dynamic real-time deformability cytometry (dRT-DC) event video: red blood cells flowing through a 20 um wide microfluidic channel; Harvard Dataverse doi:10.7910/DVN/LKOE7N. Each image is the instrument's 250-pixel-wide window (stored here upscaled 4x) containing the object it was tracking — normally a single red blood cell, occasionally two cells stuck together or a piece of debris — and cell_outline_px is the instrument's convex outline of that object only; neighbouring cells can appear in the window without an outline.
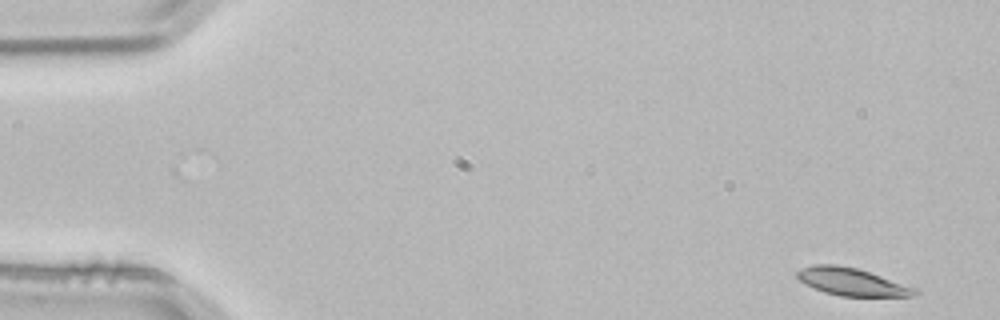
{"species": "common noctule bat (a hibernating species)", "species_latin": "Nyctalus noctula", "temperature_condition": "room temperature", "stored_images_in_passage": 4, "camera_frame_rate_fps": 3000, "um_per_image_px": 0.085, "animal": {"sex": "male", "body_mass_g": 21.5, "forearm_length_mm": 52.0}, "frame": {"image": 1, "passage_image": 1, "time_ms": 0.0, "image_size_px": [1000, 320], "cell_outline_px": [[920, 292], [912, 296], [840, 296], [824, 292], [804, 284], [796, 276], [796, 272], [800, 268], [812, 264], [836, 264], [856, 268], [916, 288]], "centroid_in_image_um": [72.34, 23.95], "position_along_channel_um": 12.7, "area_um2": 18.79}}
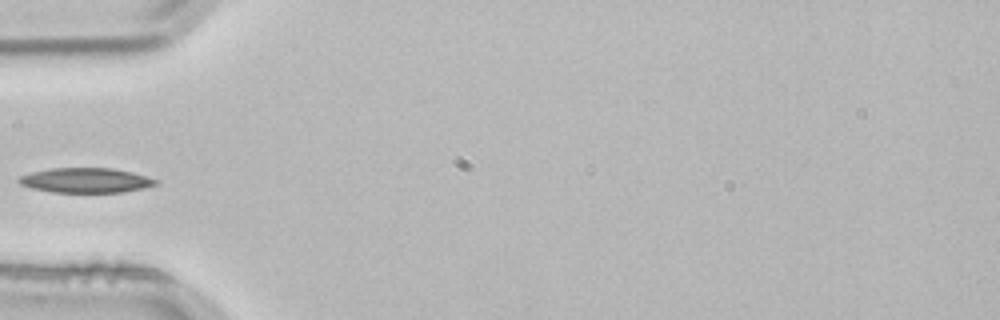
{"frame": {"image": 2, "passage_image": 4, "time_ms": 1.0, "image_size_px": [1000, 320], "cell_outline_px": [[160, 184], [144, 188], [124, 192], [52, 192], [32, 188], [20, 184], [16, 180], [20, 176], [32, 172], [52, 168], [112, 168], [132, 172], [148, 176], [160, 180]], "centroid_in_image_um": [7.35, 15.33], "position_along_channel_um": 77.6, "area_um2": 19.94}}